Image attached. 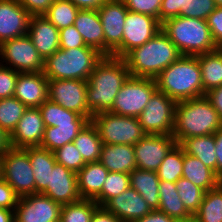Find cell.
I'll use <instances>...</instances> for the list:
<instances>
[{"instance_id": "59", "label": "cell", "mask_w": 222, "mask_h": 222, "mask_svg": "<svg viewBox=\"0 0 222 222\" xmlns=\"http://www.w3.org/2000/svg\"><path fill=\"white\" fill-rule=\"evenodd\" d=\"M217 7H222V0H214Z\"/></svg>"}, {"instance_id": "10", "label": "cell", "mask_w": 222, "mask_h": 222, "mask_svg": "<svg viewBox=\"0 0 222 222\" xmlns=\"http://www.w3.org/2000/svg\"><path fill=\"white\" fill-rule=\"evenodd\" d=\"M176 102L163 92L156 90L146 108L137 117L146 134L172 135Z\"/></svg>"}, {"instance_id": "56", "label": "cell", "mask_w": 222, "mask_h": 222, "mask_svg": "<svg viewBox=\"0 0 222 222\" xmlns=\"http://www.w3.org/2000/svg\"><path fill=\"white\" fill-rule=\"evenodd\" d=\"M0 222H15L14 210L0 208Z\"/></svg>"}, {"instance_id": "29", "label": "cell", "mask_w": 222, "mask_h": 222, "mask_svg": "<svg viewBox=\"0 0 222 222\" xmlns=\"http://www.w3.org/2000/svg\"><path fill=\"white\" fill-rule=\"evenodd\" d=\"M179 145L183 148L185 153L197 157L217 175L214 134L185 138Z\"/></svg>"}, {"instance_id": "24", "label": "cell", "mask_w": 222, "mask_h": 222, "mask_svg": "<svg viewBox=\"0 0 222 222\" xmlns=\"http://www.w3.org/2000/svg\"><path fill=\"white\" fill-rule=\"evenodd\" d=\"M99 162L109 172L130 174L137 168L133 145L103 144Z\"/></svg>"}, {"instance_id": "60", "label": "cell", "mask_w": 222, "mask_h": 222, "mask_svg": "<svg viewBox=\"0 0 222 222\" xmlns=\"http://www.w3.org/2000/svg\"><path fill=\"white\" fill-rule=\"evenodd\" d=\"M0 178H1V155H0Z\"/></svg>"}, {"instance_id": "50", "label": "cell", "mask_w": 222, "mask_h": 222, "mask_svg": "<svg viewBox=\"0 0 222 222\" xmlns=\"http://www.w3.org/2000/svg\"><path fill=\"white\" fill-rule=\"evenodd\" d=\"M31 16L44 15L54 0H17Z\"/></svg>"}, {"instance_id": "16", "label": "cell", "mask_w": 222, "mask_h": 222, "mask_svg": "<svg viewBox=\"0 0 222 222\" xmlns=\"http://www.w3.org/2000/svg\"><path fill=\"white\" fill-rule=\"evenodd\" d=\"M176 144L173 135L147 134L133 146L137 169L157 171L163 159Z\"/></svg>"}, {"instance_id": "28", "label": "cell", "mask_w": 222, "mask_h": 222, "mask_svg": "<svg viewBox=\"0 0 222 222\" xmlns=\"http://www.w3.org/2000/svg\"><path fill=\"white\" fill-rule=\"evenodd\" d=\"M159 182L156 171L134 169L130 173V186L136 190L152 210L159 207Z\"/></svg>"}, {"instance_id": "37", "label": "cell", "mask_w": 222, "mask_h": 222, "mask_svg": "<svg viewBox=\"0 0 222 222\" xmlns=\"http://www.w3.org/2000/svg\"><path fill=\"white\" fill-rule=\"evenodd\" d=\"M99 207L93 199H81L74 203L63 204L60 210V222H91L95 210Z\"/></svg>"}, {"instance_id": "23", "label": "cell", "mask_w": 222, "mask_h": 222, "mask_svg": "<svg viewBox=\"0 0 222 222\" xmlns=\"http://www.w3.org/2000/svg\"><path fill=\"white\" fill-rule=\"evenodd\" d=\"M74 26L82 36L86 46L92 47L105 56V36L97 10L80 9Z\"/></svg>"}, {"instance_id": "42", "label": "cell", "mask_w": 222, "mask_h": 222, "mask_svg": "<svg viewBox=\"0 0 222 222\" xmlns=\"http://www.w3.org/2000/svg\"><path fill=\"white\" fill-rule=\"evenodd\" d=\"M57 163L77 173L86 163L73 142L53 151Z\"/></svg>"}, {"instance_id": "30", "label": "cell", "mask_w": 222, "mask_h": 222, "mask_svg": "<svg viewBox=\"0 0 222 222\" xmlns=\"http://www.w3.org/2000/svg\"><path fill=\"white\" fill-rule=\"evenodd\" d=\"M203 84V96L222 85V48L198 55Z\"/></svg>"}, {"instance_id": "15", "label": "cell", "mask_w": 222, "mask_h": 222, "mask_svg": "<svg viewBox=\"0 0 222 222\" xmlns=\"http://www.w3.org/2000/svg\"><path fill=\"white\" fill-rule=\"evenodd\" d=\"M162 28L158 19L141 13L127 12L122 37V58L134 48L144 45Z\"/></svg>"}, {"instance_id": "19", "label": "cell", "mask_w": 222, "mask_h": 222, "mask_svg": "<svg viewBox=\"0 0 222 222\" xmlns=\"http://www.w3.org/2000/svg\"><path fill=\"white\" fill-rule=\"evenodd\" d=\"M30 17L17 0H0V44L26 35Z\"/></svg>"}, {"instance_id": "55", "label": "cell", "mask_w": 222, "mask_h": 222, "mask_svg": "<svg viewBox=\"0 0 222 222\" xmlns=\"http://www.w3.org/2000/svg\"><path fill=\"white\" fill-rule=\"evenodd\" d=\"M82 10H98L106 0H69Z\"/></svg>"}, {"instance_id": "6", "label": "cell", "mask_w": 222, "mask_h": 222, "mask_svg": "<svg viewBox=\"0 0 222 222\" xmlns=\"http://www.w3.org/2000/svg\"><path fill=\"white\" fill-rule=\"evenodd\" d=\"M103 55L92 47L58 49L44 60L43 74L48 80L87 81Z\"/></svg>"}, {"instance_id": "40", "label": "cell", "mask_w": 222, "mask_h": 222, "mask_svg": "<svg viewBox=\"0 0 222 222\" xmlns=\"http://www.w3.org/2000/svg\"><path fill=\"white\" fill-rule=\"evenodd\" d=\"M130 187V174L109 172L101 192L93 199L99 206H103L109 199L120 195Z\"/></svg>"}, {"instance_id": "41", "label": "cell", "mask_w": 222, "mask_h": 222, "mask_svg": "<svg viewBox=\"0 0 222 222\" xmlns=\"http://www.w3.org/2000/svg\"><path fill=\"white\" fill-rule=\"evenodd\" d=\"M175 183L184 207L193 216L199 210L205 191L183 177H180Z\"/></svg>"}, {"instance_id": "53", "label": "cell", "mask_w": 222, "mask_h": 222, "mask_svg": "<svg viewBox=\"0 0 222 222\" xmlns=\"http://www.w3.org/2000/svg\"><path fill=\"white\" fill-rule=\"evenodd\" d=\"M91 222H122L113 213L107 211L103 206H99L91 219Z\"/></svg>"}, {"instance_id": "36", "label": "cell", "mask_w": 222, "mask_h": 222, "mask_svg": "<svg viewBox=\"0 0 222 222\" xmlns=\"http://www.w3.org/2000/svg\"><path fill=\"white\" fill-rule=\"evenodd\" d=\"M27 107L14 96L0 99V128L9 137L15 130Z\"/></svg>"}, {"instance_id": "11", "label": "cell", "mask_w": 222, "mask_h": 222, "mask_svg": "<svg viewBox=\"0 0 222 222\" xmlns=\"http://www.w3.org/2000/svg\"><path fill=\"white\" fill-rule=\"evenodd\" d=\"M97 11L105 36V56L122 58V37L127 7L122 0H106Z\"/></svg>"}, {"instance_id": "26", "label": "cell", "mask_w": 222, "mask_h": 222, "mask_svg": "<svg viewBox=\"0 0 222 222\" xmlns=\"http://www.w3.org/2000/svg\"><path fill=\"white\" fill-rule=\"evenodd\" d=\"M182 177L205 192L216 188L222 182L212 169L205 166L197 157L185 153L184 150Z\"/></svg>"}, {"instance_id": "27", "label": "cell", "mask_w": 222, "mask_h": 222, "mask_svg": "<svg viewBox=\"0 0 222 222\" xmlns=\"http://www.w3.org/2000/svg\"><path fill=\"white\" fill-rule=\"evenodd\" d=\"M29 155L35 179V194L43 193L49 186L50 170L56 164L54 153L41 147L24 148Z\"/></svg>"}, {"instance_id": "7", "label": "cell", "mask_w": 222, "mask_h": 222, "mask_svg": "<svg viewBox=\"0 0 222 222\" xmlns=\"http://www.w3.org/2000/svg\"><path fill=\"white\" fill-rule=\"evenodd\" d=\"M91 122L97 128L103 144L134 146L147 135L137 117L101 112L93 115Z\"/></svg>"}, {"instance_id": "17", "label": "cell", "mask_w": 222, "mask_h": 222, "mask_svg": "<svg viewBox=\"0 0 222 222\" xmlns=\"http://www.w3.org/2000/svg\"><path fill=\"white\" fill-rule=\"evenodd\" d=\"M44 131L45 125L40 109L27 108L9 136V145L13 148L39 147Z\"/></svg>"}, {"instance_id": "39", "label": "cell", "mask_w": 222, "mask_h": 222, "mask_svg": "<svg viewBox=\"0 0 222 222\" xmlns=\"http://www.w3.org/2000/svg\"><path fill=\"white\" fill-rule=\"evenodd\" d=\"M183 148L176 144L163 159L157 172L158 178L164 181L176 182L182 177Z\"/></svg>"}, {"instance_id": "44", "label": "cell", "mask_w": 222, "mask_h": 222, "mask_svg": "<svg viewBox=\"0 0 222 222\" xmlns=\"http://www.w3.org/2000/svg\"><path fill=\"white\" fill-rule=\"evenodd\" d=\"M128 11L150 15L160 22L162 0H122Z\"/></svg>"}, {"instance_id": "38", "label": "cell", "mask_w": 222, "mask_h": 222, "mask_svg": "<svg viewBox=\"0 0 222 222\" xmlns=\"http://www.w3.org/2000/svg\"><path fill=\"white\" fill-rule=\"evenodd\" d=\"M79 10L69 0H54L44 16L60 30L74 25Z\"/></svg>"}, {"instance_id": "13", "label": "cell", "mask_w": 222, "mask_h": 222, "mask_svg": "<svg viewBox=\"0 0 222 222\" xmlns=\"http://www.w3.org/2000/svg\"><path fill=\"white\" fill-rule=\"evenodd\" d=\"M48 100L66 110L74 111L90 121L92 115L88 112L87 81L70 79L48 80Z\"/></svg>"}, {"instance_id": "4", "label": "cell", "mask_w": 222, "mask_h": 222, "mask_svg": "<svg viewBox=\"0 0 222 222\" xmlns=\"http://www.w3.org/2000/svg\"><path fill=\"white\" fill-rule=\"evenodd\" d=\"M157 90L175 102L203 97L198 56H181L156 78Z\"/></svg>"}, {"instance_id": "14", "label": "cell", "mask_w": 222, "mask_h": 222, "mask_svg": "<svg viewBox=\"0 0 222 222\" xmlns=\"http://www.w3.org/2000/svg\"><path fill=\"white\" fill-rule=\"evenodd\" d=\"M61 204L42 193L19 197L15 222H53L59 220Z\"/></svg>"}, {"instance_id": "35", "label": "cell", "mask_w": 222, "mask_h": 222, "mask_svg": "<svg viewBox=\"0 0 222 222\" xmlns=\"http://www.w3.org/2000/svg\"><path fill=\"white\" fill-rule=\"evenodd\" d=\"M193 217L197 222H222V182L205 192L199 210Z\"/></svg>"}, {"instance_id": "3", "label": "cell", "mask_w": 222, "mask_h": 222, "mask_svg": "<svg viewBox=\"0 0 222 222\" xmlns=\"http://www.w3.org/2000/svg\"><path fill=\"white\" fill-rule=\"evenodd\" d=\"M221 127L219 113L205 96L176 102L172 135L177 144L185 138L214 134Z\"/></svg>"}, {"instance_id": "51", "label": "cell", "mask_w": 222, "mask_h": 222, "mask_svg": "<svg viewBox=\"0 0 222 222\" xmlns=\"http://www.w3.org/2000/svg\"><path fill=\"white\" fill-rule=\"evenodd\" d=\"M205 97L211 102L212 106L219 113L222 121V85L209 90Z\"/></svg>"}, {"instance_id": "54", "label": "cell", "mask_w": 222, "mask_h": 222, "mask_svg": "<svg viewBox=\"0 0 222 222\" xmlns=\"http://www.w3.org/2000/svg\"><path fill=\"white\" fill-rule=\"evenodd\" d=\"M217 157V177L222 181V127L214 133Z\"/></svg>"}, {"instance_id": "33", "label": "cell", "mask_w": 222, "mask_h": 222, "mask_svg": "<svg viewBox=\"0 0 222 222\" xmlns=\"http://www.w3.org/2000/svg\"><path fill=\"white\" fill-rule=\"evenodd\" d=\"M73 143L81 153L85 163L99 161L103 142L97 128L91 121L78 133Z\"/></svg>"}, {"instance_id": "49", "label": "cell", "mask_w": 222, "mask_h": 222, "mask_svg": "<svg viewBox=\"0 0 222 222\" xmlns=\"http://www.w3.org/2000/svg\"><path fill=\"white\" fill-rule=\"evenodd\" d=\"M19 196L12 187L1 177L0 178V208L15 210Z\"/></svg>"}, {"instance_id": "47", "label": "cell", "mask_w": 222, "mask_h": 222, "mask_svg": "<svg viewBox=\"0 0 222 222\" xmlns=\"http://www.w3.org/2000/svg\"><path fill=\"white\" fill-rule=\"evenodd\" d=\"M186 0H162L160 8V23L168 19L184 16Z\"/></svg>"}, {"instance_id": "21", "label": "cell", "mask_w": 222, "mask_h": 222, "mask_svg": "<svg viewBox=\"0 0 222 222\" xmlns=\"http://www.w3.org/2000/svg\"><path fill=\"white\" fill-rule=\"evenodd\" d=\"M14 97L27 108H38L48 100V79L43 72L19 73Z\"/></svg>"}, {"instance_id": "12", "label": "cell", "mask_w": 222, "mask_h": 222, "mask_svg": "<svg viewBox=\"0 0 222 222\" xmlns=\"http://www.w3.org/2000/svg\"><path fill=\"white\" fill-rule=\"evenodd\" d=\"M0 55L19 73L43 72L44 60L27 34L2 42Z\"/></svg>"}, {"instance_id": "31", "label": "cell", "mask_w": 222, "mask_h": 222, "mask_svg": "<svg viewBox=\"0 0 222 222\" xmlns=\"http://www.w3.org/2000/svg\"><path fill=\"white\" fill-rule=\"evenodd\" d=\"M158 210L175 220H186L192 217L178 195L175 182L160 180Z\"/></svg>"}, {"instance_id": "8", "label": "cell", "mask_w": 222, "mask_h": 222, "mask_svg": "<svg viewBox=\"0 0 222 222\" xmlns=\"http://www.w3.org/2000/svg\"><path fill=\"white\" fill-rule=\"evenodd\" d=\"M1 177L19 196L35 194V179L28 152L9 147L1 155Z\"/></svg>"}, {"instance_id": "5", "label": "cell", "mask_w": 222, "mask_h": 222, "mask_svg": "<svg viewBox=\"0 0 222 222\" xmlns=\"http://www.w3.org/2000/svg\"><path fill=\"white\" fill-rule=\"evenodd\" d=\"M161 29L182 56H198L218 48L206 20L178 16L163 22Z\"/></svg>"}, {"instance_id": "52", "label": "cell", "mask_w": 222, "mask_h": 222, "mask_svg": "<svg viewBox=\"0 0 222 222\" xmlns=\"http://www.w3.org/2000/svg\"><path fill=\"white\" fill-rule=\"evenodd\" d=\"M133 222H176V220L162 211L153 210L149 214Z\"/></svg>"}, {"instance_id": "46", "label": "cell", "mask_w": 222, "mask_h": 222, "mask_svg": "<svg viewBox=\"0 0 222 222\" xmlns=\"http://www.w3.org/2000/svg\"><path fill=\"white\" fill-rule=\"evenodd\" d=\"M60 40L59 49H73L78 47H89L86 46L82 36L75 28L74 25L62 28L59 30Z\"/></svg>"}, {"instance_id": "43", "label": "cell", "mask_w": 222, "mask_h": 222, "mask_svg": "<svg viewBox=\"0 0 222 222\" xmlns=\"http://www.w3.org/2000/svg\"><path fill=\"white\" fill-rule=\"evenodd\" d=\"M216 8L214 0H186L184 17L206 20Z\"/></svg>"}, {"instance_id": "22", "label": "cell", "mask_w": 222, "mask_h": 222, "mask_svg": "<svg viewBox=\"0 0 222 222\" xmlns=\"http://www.w3.org/2000/svg\"><path fill=\"white\" fill-rule=\"evenodd\" d=\"M27 35L43 60L59 49V29L44 15L30 17Z\"/></svg>"}, {"instance_id": "34", "label": "cell", "mask_w": 222, "mask_h": 222, "mask_svg": "<svg viewBox=\"0 0 222 222\" xmlns=\"http://www.w3.org/2000/svg\"><path fill=\"white\" fill-rule=\"evenodd\" d=\"M41 111L45 127H57V124L64 123H89L90 120L80 114L66 110L64 107L53 103L49 100L45 101L38 107Z\"/></svg>"}, {"instance_id": "48", "label": "cell", "mask_w": 222, "mask_h": 222, "mask_svg": "<svg viewBox=\"0 0 222 222\" xmlns=\"http://www.w3.org/2000/svg\"><path fill=\"white\" fill-rule=\"evenodd\" d=\"M213 41L222 47V7H217L206 19Z\"/></svg>"}, {"instance_id": "58", "label": "cell", "mask_w": 222, "mask_h": 222, "mask_svg": "<svg viewBox=\"0 0 222 222\" xmlns=\"http://www.w3.org/2000/svg\"><path fill=\"white\" fill-rule=\"evenodd\" d=\"M176 222H197V220L192 216L191 218L186 220H176Z\"/></svg>"}, {"instance_id": "57", "label": "cell", "mask_w": 222, "mask_h": 222, "mask_svg": "<svg viewBox=\"0 0 222 222\" xmlns=\"http://www.w3.org/2000/svg\"><path fill=\"white\" fill-rule=\"evenodd\" d=\"M9 147V137L0 128V155L4 154Z\"/></svg>"}, {"instance_id": "1", "label": "cell", "mask_w": 222, "mask_h": 222, "mask_svg": "<svg viewBox=\"0 0 222 222\" xmlns=\"http://www.w3.org/2000/svg\"><path fill=\"white\" fill-rule=\"evenodd\" d=\"M130 76L124 58L103 56L87 80L88 112L93 116L109 112L125 81Z\"/></svg>"}, {"instance_id": "2", "label": "cell", "mask_w": 222, "mask_h": 222, "mask_svg": "<svg viewBox=\"0 0 222 222\" xmlns=\"http://www.w3.org/2000/svg\"><path fill=\"white\" fill-rule=\"evenodd\" d=\"M182 54L162 29L149 41L131 50L124 60L130 76L155 79Z\"/></svg>"}, {"instance_id": "45", "label": "cell", "mask_w": 222, "mask_h": 222, "mask_svg": "<svg viewBox=\"0 0 222 222\" xmlns=\"http://www.w3.org/2000/svg\"><path fill=\"white\" fill-rule=\"evenodd\" d=\"M19 72L0 64V99L14 96Z\"/></svg>"}, {"instance_id": "25", "label": "cell", "mask_w": 222, "mask_h": 222, "mask_svg": "<svg viewBox=\"0 0 222 222\" xmlns=\"http://www.w3.org/2000/svg\"><path fill=\"white\" fill-rule=\"evenodd\" d=\"M109 171L99 162L86 163L77 172L78 191L82 199H94L102 190Z\"/></svg>"}, {"instance_id": "9", "label": "cell", "mask_w": 222, "mask_h": 222, "mask_svg": "<svg viewBox=\"0 0 222 222\" xmlns=\"http://www.w3.org/2000/svg\"><path fill=\"white\" fill-rule=\"evenodd\" d=\"M156 90L155 79L129 76L109 112L121 116L138 117Z\"/></svg>"}, {"instance_id": "18", "label": "cell", "mask_w": 222, "mask_h": 222, "mask_svg": "<svg viewBox=\"0 0 222 222\" xmlns=\"http://www.w3.org/2000/svg\"><path fill=\"white\" fill-rule=\"evenodd\" d=\"M42 194L61 205L81 200L77 173L56 162L53 170H50L49 186Z\"/></svg>"}, {"instance_id": "20", "label": "cell", "mask_w": 222, "mask_h": 222, "mask_svg": "<svg viewBox=\"0 0 222 222\" xmlns=\"http://www.w3.org/2000/svg\"><path fill=\"white\" fill-rule=\"evenodd\" d=\"M103 207L122 222H133L153 211L143 197L131 186L120 195L109 199Z\"/></svg>"}, {"instance_id": "32", "label": "cell", "mask_w": 222, "mask_h": 222, "mask_svg": "<svg viewBox=\"0 0 222 222\" xmlns=\"http://www.w3.org/2000/svg\"><path fill=\"white\" fill-rule=\"evenodd\" d=\"M88 123H64L57 127H45L44 136L39 147L51 152L71 143Z\"/></svg>"}]
</instances>
